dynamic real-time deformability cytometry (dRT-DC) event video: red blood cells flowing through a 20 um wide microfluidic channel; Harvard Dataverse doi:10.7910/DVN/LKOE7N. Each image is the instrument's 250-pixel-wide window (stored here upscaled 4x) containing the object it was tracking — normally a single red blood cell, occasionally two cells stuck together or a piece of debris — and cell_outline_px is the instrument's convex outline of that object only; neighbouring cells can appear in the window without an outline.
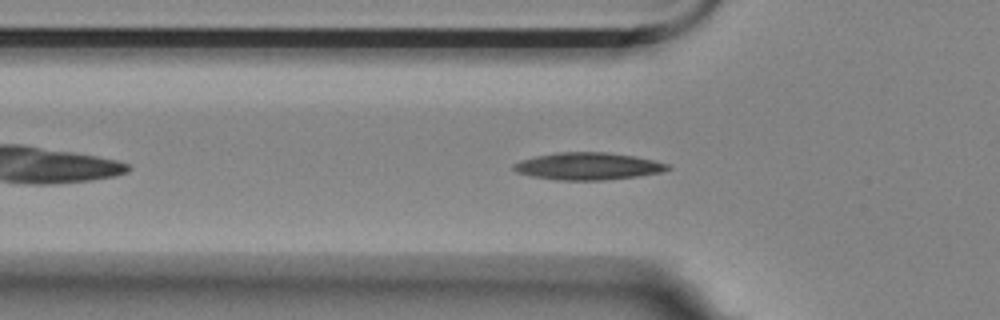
{"species": "Egyptian fruit bat (a non-hibernating species)", "species_latin": "Rousettus aegyptiacus", "temperature_condition": "room temperature", "stored_images_in_passage": 39, "camera_frame_rate_fps": 3000, "um_per_image_px": 0.085, "animal": {"sex": "female"}, "frame": {"image": 1, "passage_image": 8, "time_ms": 2.333, "image_size_px": [1000, 320], "cell_outline_px": [[672, 168], [660, 172], [636, 176], [604, 180], [560, 180], [532, 176], [516, 172], [512, 168], [512, 164], [520, 160], [536, 156], [560, 152], [608, 152], [632, 156], [652, 160], [668, 164]], "centroid_in_image_um": [49.94, 14.12], "position_along_channel_um": 75.9, "area_um2": 24.22}}
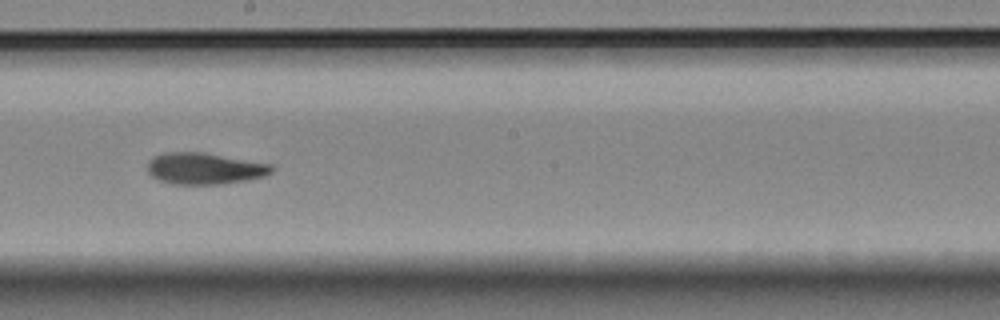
{"frame": {"image": 2, "passage_image": 21, "time_ms": 6.667, "image_size_px": [1000, 320], "cell_outline_px": [[272, 172], [264, 176], [248, 180], [224, 184], [172, 184], [160, 180], [152, 176], [148, 172], [148, 160], [156, 156], [168, 152], [200, 152], [272, 164]], "centroid_in_image_um": [17.39, 14.33], "position_along_channel_um": 230.8, "area_um2": 22.6}}
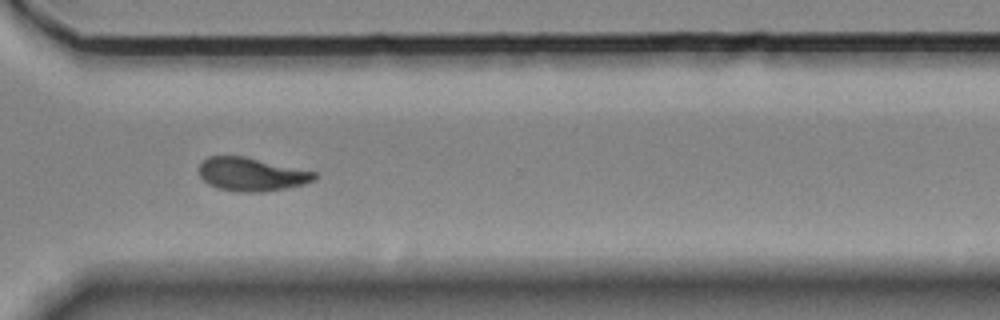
{"frame": {"image": 3, "passage_image": 31, "time_ms": 10.0, "image_size_px": [1000, 320], "cell_outline_px": [[316, 180], [304, 184], [264, 192], [236, 192], [216, 188], [208, 184], [200, 176], [200, 164], [208, 156], [244, 156], [316, 172]], "centroid_in_image_um": [21.37, 14.82], "position_along_channel_um": 349.2, "area_um2": 22.43}, "authors_computed_cell_mechanics": {"area_um2": 22.6576, "velocity_mm_per_s": 3.5511, "shape_relaxation_time_tau1_ms": 11.0359, "shape_relaxation_time_tau2_ms": 4.4014, "deformation_change_tau1": 0.253, "deformation_change_tau2": 0.098}}